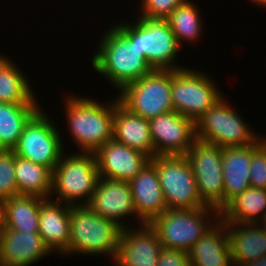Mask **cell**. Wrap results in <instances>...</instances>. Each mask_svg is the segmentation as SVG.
<instances>
[{"label": "cell", "instance_id": "1", "mask_svg": "<svg viewBox=\"0 0 266 266\" xmlns=\"http://www.w3.org/2000/svg\"><path fill=\"white\" fill-rule=\"evenodd\" d=\"M91 58L95 72L121 90L125 85L149 74L154 69L136 46L116 25L105 29Z\"/></svg>", "mask_w": 266, "mask_h": 266}, {"label": "cell", "instance_id": "2", "mask_svg": "<svg viewBox=\"0 0 266 266\" xmlns=\"http://www.w3.org/2000/svg\"><path fill=\"white\" fill-rule=\"evenodd\" d=\"M63 102L67 126L78 152L95 153L113 139L114 100L104 105L86 96L68 94Z\"/></svg>", "mask_w": 266, "mask_h": 266}, {"label": "cell", "instance_id": "3", "mask_svg": "<svg viewBox=\"0 0 266 266\" xmlns=\"http://www.w3.org/2000/svg\"><path fill=\"white\" fill-rule=\"evenodd\" d=\"M122 230L116 222L101 217L87 205H70L68 254L108 255L114 263Z\"/></svg>", "mask_w": 266, "mask_h": 266}, {"label": "cell", "instance_id": "4", "mask_svg": "<svg viewBox=\"0 0 266 266\" xmlns=\"http://www.w3.org/2000/svg\"><path fill=\"white\" fill-rule=\"evenodd\" d=\"M97 161L93 152L62 154L52 171V191L49 198L69 205H86L99 180ZM57 199L54 200V195ZM78 201V202H77Z\"/></svg>", "mask_w": 266, "mask_h": 266}, {"label": "cell", "instance_id": "5", "mask_svg": "<svg viewBox=\"0 0 266 266\" xmlns=\"http://www.w3.org/2000/svg\"><path fill=\"white\" fill-rule=\"evenodd\" d=\"M219 220V211L207 205L201 209H167L149 225L157 233L162 247L188 253Z\"/></svg>", "mask_w": 266, "mask_h": 266}, {"label": "cell", "instance_id": "6", "mask_svg": "<svg viewBox=\"0 0 266 266\" xmlns=\"http://www.w3.org/2000/svg\"><path fill=\"white\" fill-rule=\"evenodd\" d=\"M133 22L115 24L136 46L153 69L178 70L175 58L180 46L168 22L160 19L137 17Z\"/></svg>", "mask_w": 266, "mask_h": 266}, {"label": "cell", "instance_id": "7", "mask_svg": "<svg viewBox=\"0 0 266 266\" xmlns=\"http://www.w3.org/2000/svg\"><path fill=\"white\" fill-rule=\"evenodd\" d=\"M224 96L196 122V140L212 145L236 147L253 145L262 136L251 130ZM255 132V133H254Z\"/></svg>", "mask_w": 266, "mask_h": 266}, {"label": "cell", "instance_id": "8", "mask_svg": "<svg viewBox=\"0 0 266 266\" xmlns=\"http://www.w3.org/2000/svg\"><path fill=\"white\" fill-rule=\"evenodd\" d=\"M211 76L194 69L171 70L173 111L196 122L224 95Z\"/></svg>", "mask_w": 266, "mask_h": 266}, {"label": "cell", "instance_id": "9", "mask_svg": "<svg viewBox=\"0 0 266 266\" xmlns=\"http://www.w3.org/2000/svg\"><path fill=\"white\" fill-rule=\"evenodd\" d=\"M118 93V100L125 108L146 119L173 111L171 70L154 69Z\"/></svg>", "mask_w": 266, "mask_h": 266}, {"label": "cell", "instance_id": "10", "mask_svg": "<svg viewBox=\"0 0 266 266\" xmlns=\"http://www.w3.org/2000/svg\"><path fill=\"white\" fill-rule=\"evenodd\" d=\"M150 162L156 167L168 209L207 206L199 196L195 176L184 155L154 156Z\"/></svg>", "mask_w": 266, "mask_h": 266}, {"label": "cell", "instance_id": "11", "mask_svg": "<svg viewBox=\"0 0 266 266\" xmlns=\"http://www.w3.org/2000/svg\"><path fill=\"white\" fill-rule=\"evenodd\" d=\"M57 128L52 117L40 109L25 125L13 148L15 155L53 171L64 153L63 139Z\"/></svg>", "mask_w": 266, "mask_h": 266}, {"label": "cell", "instance_id": "12", "mask_svg": "<svg viewBox=\"0 0 266 266\" xmlns=\"http://www.w3.org/2000/svg\"><path fill=\"white\" fill-rule=\"evenodd\" d=\"M184 156L195 176L200 198L220 211L224 194L222 148L196 140Z\"/></svg>", "mask_w": 266, "mask_h": 266}, {"label": "cell", "instance_id": "13", "mask_svg": "<svg viewBox=\"0 0 266 266\" xmlns=\"http://www.w3.org/2000/svg\"><path fill=\"white\" fill-rule=\"evenodd\" d=\"M148 122L154 156L185 155L196 141L195 122L175 111Z\"/></svg>", "mask_w": 266, "mask_h": 266}, {"label": "cell", "instance_id": "14", "mask_svg": "<svg viewBox=\"0 0 266 266\" xmlns=\"http://www.w3.org/2000/svg\"><path fill=\"white\" fill-rule=\"evenodd\" d=\"M86 205L96 214L116 222L123 229L128 227L124 221L127 216H136L135 219L142 223L137 218L131 186L127 181L99 177L95 191Z\"/></svg>", "mask_w": 266, "mask_h": 266}, {"label": "cell", "instance_id": "15", "mask_svg": "<svg viewBox=\"0 0 266 266\" xmlns=\"http://www.w3.org/2000/svg\"><path fill=\"white\" fill-rule=\"evenodd\" d=\"M140 225L122 230L116 266H157L162 249L158 235L149 224Z\"/></svg>", "mask_w": 266, "mask_h": 266}, {"label": "cell", "instance_id": "16", "mask_svg": "<svg viewBox=\"0 0 266 266\" xmlns=\"http://www.w3.org/2000/svg\"><path fill=\"white\" fill-rule=\"evenodd\" d=\"M94 154L100 177L127 182L151 161L149 156L121 144L114 138L108 140Z\"/></svg>", "mask_w": 266, "mask_h": 266}, {"label": "cell", "instance_id": "17", "mask_svg": "<svg viewBox=\"0 0 266 266\" xmlns=\"http://www.w3.org/2000/svg\"><path fill=\"white\" fill-rule=\"evenodd\" d=\"M49 254L39 233L4 229L0 234V266H31Z\"/></svg>", "mask_w": 266, "mask_h": 266}, {"label": "cell", "instance_id": "18", "mask_svg": "<svg viewBox=\"0 0 266 266\" xmlns=\"http://www.w3.org/2000/svg\"><path fill=\"white\" fill-rule=\"evenodd\" d=\"M137 218L149 224L168 208L156 167L149 162L130 182Z\"/></svg>", "mask_w": 266, "mask_h": 266}, {"label": "cell", "instance_id": "19", "mask_svg": "<svg viewBox=\"0 0 266 266\" xmlns=\"http://www.w3.org/2000/svg\"><path fill=\"white\" fill-rule=\"evenodd\" d=\"M223 223L234 266L266 257V229L260 223Z\"/></svg>", "mask_w": 266, "mask_h": 266}, {"label": "cell", "instance_id": "20", "mask_svg": "<svg viewBox=\"0 0 266 266\" xmlns=\"http://www.w3.org/2000/svg\"><path fill=\"white\" fill-rule=\"evenodd\" d=\"M38 233L52 253L68 256L70 205L46 199L40 205Z\"/></svg>", "mask_w": 266, "mask_h": 266}, {"label": "cell", "instance_id": "21", "mask_svg": "<svg viewBox=\"0 0 266 266\" xmlns=\"http://www.w3.org/2000/svg\"><path fill=\"white\" fill-rule=\"evenodd\" d=\"M117 98V99H116ZM115 98L113 118V138L150 158L154 157V147L150 136L148 119L131 113Z\"/></svg>", "mask_w": 266, "mask_h": 266}, {"label": "cell", "instance_id": "22", "mask_svg": "<svg viewBox=\"0 0 266 266\" xmlns=\"http://www.w3.org/2000/svg\"><path fill=\"white\" fill-rule=\"evenodd\" d=\"M252 145L222 148L223 207L236 195L251 187Z\"/></svg>", "mask_w": 266, "mask_h": 266}, {"label": "cell", "instance_id": "23", "mask_svg": "<svg viewBox=\"0 0 266 266\" xmlns=\"http://www.w3.org/2000/svg\"><path fill=\"white\" fill-rule=\"evenodd\" d=\"M190 266H234L225 224L219 220L188 252Z\"/></svg>", "mask_w": 266, "mask_h": 266}, {"label": "cell", "instance_id": "24", "mask_svg": "<svg viewBox=\"0 0 266 266\" xmlns=\"http://www.w3.org/2000/svg\"><path fill=\"white\" fill-rule=\"evenodd\" d=\"M266 214V189L249 187L232 198L220 211L222 222L260 223Z\"/></svg>", "mask_w": 266, "mask_h": 266}, {"label": "cell", "instance_id": "25", "mask_svg": "<svg viewBox=\"0 0 266 266\" xmlns=\"http://www.w3.org/2000/svg\"><path fill=\"white\" fill-rule=\"evenodd\" d=\"M3 54H0V102L38 104L27 75Z\"/></svg>", "mask_w": 266, "mask_h": 266}, {"label": "cell", "instance_id": "26", "mask_svg": "<svg viewBox=\"0 0 266 266\" xmlns=\"http://www.w3.org/2000/svg\"><path fill=\"white\" fill-rule=\"evenodd\" d=\"M45 200L31 195L4 200L5 229L38 233L40 205Z\"/></svg>", "mask_w": 266, "mask_h": 266}, {"label": "cell", "instance_id": "27", "mask_svg": "<svg viewBox=\"0 0 266 266\" xmlns=\"http://www.w3.org/2000/svg\"><path fill=\"white\" fill-rule=\"evenodd\" d=\"M39 104L0 102V149L13 150L28 121L41 109Z\"/></svg>", "mask_w": 266, "mask_h": 266}, {"label": "cell", "instance_id": "28", "mask_svg": "<svg viewBox=\"0 0 266 266\" xmlns=\"http://www.w3.org/2000/svg\"><path fill=\"white\" fill-rule=\"evenodd\" d=\"M15 175L19 195L51 198L52 171L15 155Z\"/></svg>", "mask_w": 266, "mask_h": 266}, {"label": "cell", "instance_id": "29", "mask_svg": "<svg viewBox=\"0 0 266 266\" xmlns=\"http://www.w3.org/2000/svg\"><path fill=\"white\" fill-rule=\"evenodd\" d=\"M197 6L186 0L178 6L165 20L168 22L180 47L183 41L196 42L203 32L201 13ZM182 42V43H181Z\"/></svg>", "mask_w": 266, "mask_h": 266}, {"label": "cell", "instance_id": "30", "mask_svg": "<svg viewBox=\"0 0 266 266\" xmlns=\"http://www.w3.org/2000/svg\"><path fill=\"white\" fill-rule=\"evenodd\" d=\"M15 153L0 149V199L7 200L19 195L15 175Z\"/></svg>", "mask_w": 266, "mask_h": 266}, {"label": "cell", "instance_id": "31", "mask_svg": "<svg viewBox=\"0 0 266 266\" xmlns=\"http://www.w3.org/2000/svg\"><path fill=\"white\" fill-rule=\"evenodd\" d=\"M250 184L254 188L266 189V138L252 145Z\"/></svg>", "mask_w": 266, "mask_h": 266}, {"label": "cell", "instance_id": "32", "mask_svg": "<svg viewBox=\"0 0 266 266\" xmlns=\"http://www.w3.org/2000/svg\"><path fill=\"white\" fill-rule=\"evenodd\" d=\"M142 9L139 17L165 20L178 6L186 0H141Z\"/></svg>", "mask_w": 266, "mask_h": 266}, {"label": "cell", "instance_id": "33", "mask_svg": "<svg viewBox=\"0 0 266 266\" xmlns=\"http://www.w3.org/2000/svg\"><path fill=\"white\" fill-rule=\"evenodd\" d=\"M157 266H190L186 251L162 247Z\"/></svg>", "mask_w": 266, "mask_h": 266}, {"label": "cell", "instance_id": "34", "mask_svg": "<svg viewBox=\"0 0 266 266\" xmlns=\"http://www.w3.org/2000/svg\"><path fill=\"white\" fill-rule=\"evenodd\" d=\"M5 229L4 200L0 199V234Z\"/></svg>", "mask_w": 266, "mask_h": 266}, {"label": "cell", "instance_id": "35", "mask_svg": "<svg viewBox=\"0 0 266 266\" xmlns=\"http://www.w3.org/2000/svg\"><path fill=\"white\" fill-rule=\"evenodd\" d=\"M240 266H266V257L250 263L241 264Z\"/></svg>", "mask_w": 266, "mask_h": 266}, {"label": "cell", "instance_id": "36", "mask_svg": "<svg viewBox=\"0 0 266 266\" xmlns=\"http://www.w3.org/2000/svg\"><path fill=\"white\" fill-rule=\"evenodd\" d=\"M253 3L259 6H265L266 7V0H251Z\"/></svg>", "mask_w": 266, "mask_h": 266}, {"label": "cell", "instance_id": "37", "mask_svg": "<svg viewBox=\"0 0 266 266\" xmlns=\"http://www.w3.org/2000/svg\"><path fill=\"white\" fill-rule=\"evenodd\" d=\"M260 224L266 229V214Z\"/></svg>", "mask_w": 266, "mask_h": 266}]
</instances>
